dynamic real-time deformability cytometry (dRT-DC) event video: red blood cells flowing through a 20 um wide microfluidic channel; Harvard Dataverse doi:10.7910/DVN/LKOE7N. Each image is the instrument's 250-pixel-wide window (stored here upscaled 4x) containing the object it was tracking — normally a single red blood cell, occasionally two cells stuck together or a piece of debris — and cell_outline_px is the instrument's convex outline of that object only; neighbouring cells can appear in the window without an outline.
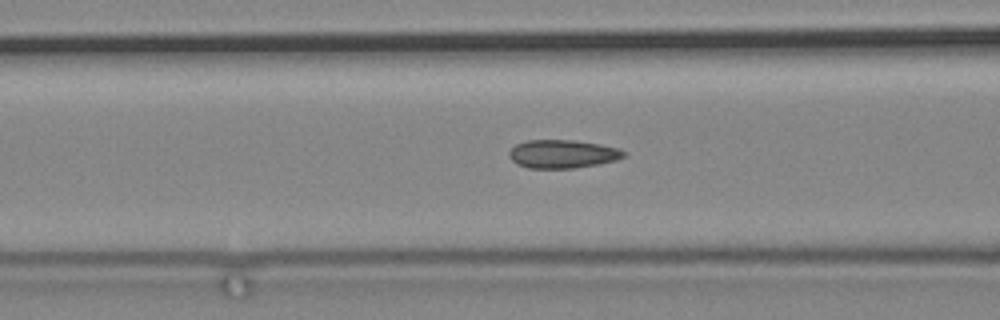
{"species": "common noctule bat (a hibernating species)", "species_latin": "Nyctalus noctula", "temperature_condition": "cold", "stored_images_in_passage": 65, "camera_frame_rate_fps": 3000, "um_per_image_px": 0.085, "animal": {"sex": "male", "body_mass_g": 19.2, "forearm_length_mm": 51.8}, "frame": {"image": 1, "passage_image": 26, "time_ms": 8.333, "image_size_px": [1000, 320], "cell_outline_px": [[628, 156], [616, 160], [596, 164], [572, 168], [528, 168], [516, 164], [508, 156], [508, 152], [516, 144], [528, 140], [572, 140], [600, 144], [620, 148], [628, 152]], "centroid_in_image_um": [47.84, 13.08], "position_along_channel_um": 118.8, "area_um2": 19.07}}
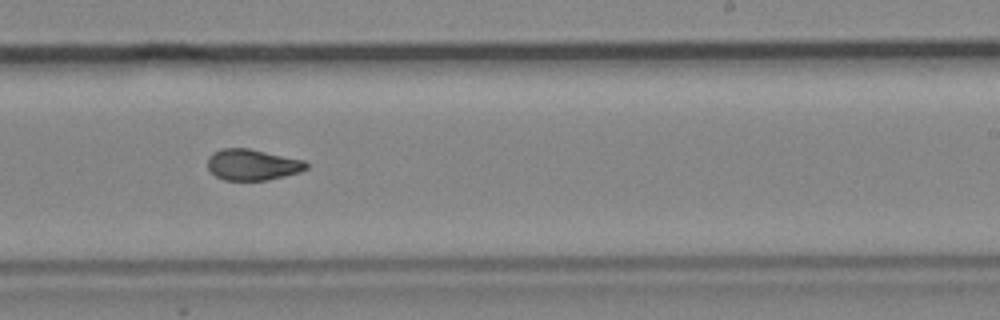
{"frame": {"image": 2, "passage_image": 40, "time_ms": 13.0, "image_size_px": [1000, 320], "cell_outline_px": [[308, 168], [300, 172], [284, 176], [264, 180], [224, 180], [216, 176], [208, 168], [208, 156], [212, 152], [220, 148], [248, 148], [304, 160], [308, 164]], "centroid_in_image_um": [21.44, 13.99], "position_along_channel_um": 267.6, "area_um2": 17.86}}
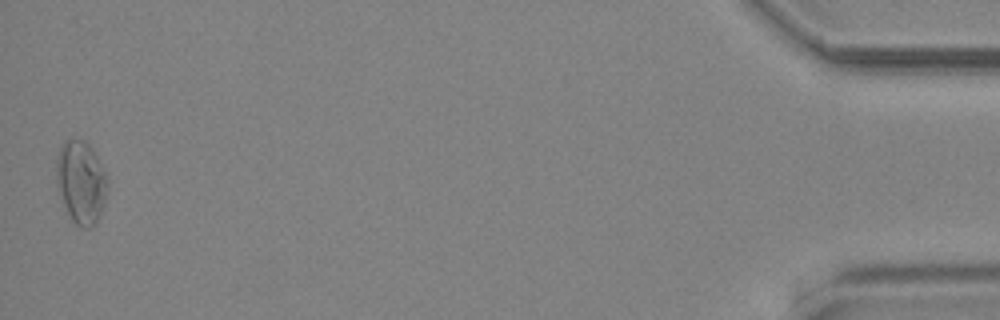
{"frame": {"image": 3, "passage_image": 64, "time_ms": 21.0, "image_size_px": [1000, 320], "cell_outline_px": [[108, 188], [104, 204], [92, 228], [80, 228], [72, 220], [64, 204], [56, 184], [56, 160], [60, 148], [64, 140], [84, 140], [92, 148], [108, 176]], "centroid_in_image_um": [6.9, 15.47], "position_along_channel_um": 428.3, "area_um2": 24.68}}